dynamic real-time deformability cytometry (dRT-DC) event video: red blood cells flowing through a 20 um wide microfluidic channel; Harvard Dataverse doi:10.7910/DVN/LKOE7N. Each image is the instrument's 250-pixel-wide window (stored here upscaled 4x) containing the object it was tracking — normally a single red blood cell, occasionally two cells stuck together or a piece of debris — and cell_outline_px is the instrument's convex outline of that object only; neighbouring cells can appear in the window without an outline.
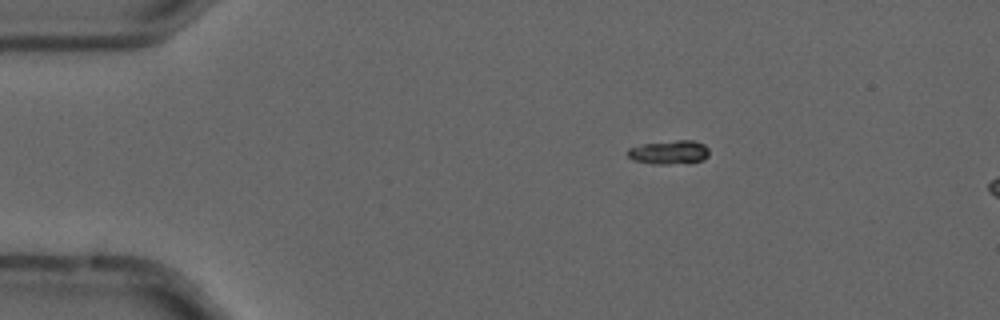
{"species": "common noctule bat (a hibernating species)", "species_latin": "Nyctalus noctula", "temperature_condition": "cold", "stored_images_in_passage": 5, "camera_frame_rate_fps": 3000, "um_per_image_px": 0.085, "animal": {"sex": "male", "forearm_length_mm": 52.5}, "frame": {"image": 1, "passage_image": 3, "time_ms": 0.667, "image_size_px": [1000, 320], "cell_outline_px": [[708, 156], [704, 160], [668, 164], [652, 164], [632, 160], [624, 152], [628, 148], [644, 144], [676, 140], [692, 140], [704, 144], [708, 148]], "centroid_in_image_um": [56.84, 12.94], "position_along_channel_um": 28.2, "area_um2": 11.33}}